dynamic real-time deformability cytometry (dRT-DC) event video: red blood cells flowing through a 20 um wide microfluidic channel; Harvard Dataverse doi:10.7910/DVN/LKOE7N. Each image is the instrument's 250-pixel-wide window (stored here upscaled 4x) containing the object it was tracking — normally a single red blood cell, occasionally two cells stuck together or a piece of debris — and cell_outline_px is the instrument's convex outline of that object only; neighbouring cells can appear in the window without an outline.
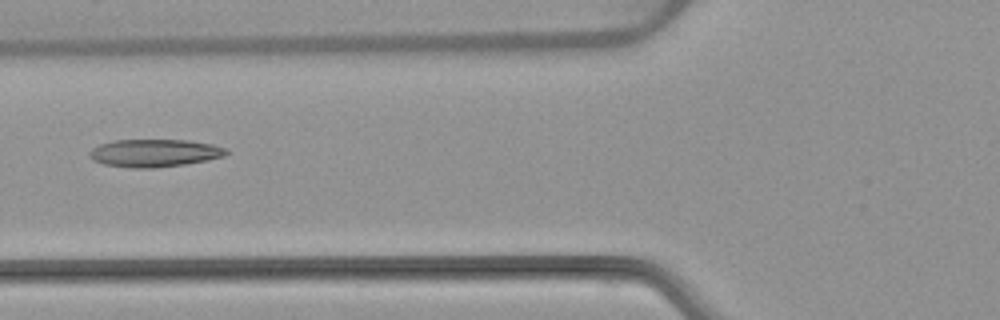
{"species": "common noctule bat (a hibernating species)", "species_latin": "Nyctalus noctula", "temperature_condition": "warm", "stored_images_in_passage": 6, "camera_frame_rate_fps": 3000, "um_per_image_px": 0.085, "animal": {"sex": "female", "body_mass_g": 22.7, "forearm_length_mm": 54.2}, "frame": {"image": 1, "passage_image": 6, "time_ms": 6.0, "image_size_px": [1000, 320], "cell_outline_px": [[228, 152], [224, 156], [208, 160], [184, 164], [156, 168], [132, 168], [104, 164], [92, 160], [88, 156], [88, 152], [92, 148], [100, 144], [116, 140], [188, 140], [212, 144], [224, 148]], "centroid_in_image_um": [13.09, 13.01], "position_along_channel_um": 112.7, "area_um2": 22.08}}